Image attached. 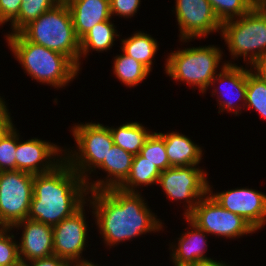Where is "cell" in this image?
<instances>
[{
	"label": "cell",
	"instance_id": "cell-6",
	"mask_svg": "<svg viewBox=\"0 0 266 266\" xmlns=\"http://www.w3.org/2000/svg\"><path fill=\"white\" fill-rule=\"evenodd\" d=\"M219 33L231 59L243 57L246 66L252 67L266 55V10L257 3L240 18L223 22Z\"/></svg>",
	"mask_w": 266,
	"mask_h": 266
},
{
	"label": "cell",
	"instance_id": "cell-40",
	"mask_svg": "<svg viewBox=\"0 0 266 266\" xmlns=\"http://www.w3.org/2000/svg\"><path fill=\"white\" fill-rule=\"evenodd\" d=\"M61 3H68L71 0H59Z\"/></svg>",
	"mask_w": 266,
	"mask_h": 266
},
{
	"label": "cell",
	"instance_id": "cell-17",
	"mask_svg": "<svg viewBox=\"0 0 266 266\" xmlns=\"http://www.w3.org/2000/svg\"><path fill=\"white\" fill-rule=\"evenodd\" d=\"M188 222L189 228L186 232L181 233L177 243H170V256L174 266H192L203 260L212 259L205 253L208 250V236L204 230L198 228L187 217H183ZM175 244V245H174Z\"/></svg>",
	"mask_w": 266,
	"mask_h": 266
},
{
	"label": "cell",
	"instance_id": "cell-11",
	"mask_svg": "<svg viewBox=\"0 0 266 266\" xmlns=\"http://www.w3.org/2000/svg\"><path fill=\"white\" fill-rule=\"evenodd\" d=\"M86 204L88 202L73 215L53 226L54 255L65 260L71 266H82L92 262L82 256L83 251H86V247L88 248L87 237L88 231H90L86 222L85 206H88Z\"/></svg>",
	"mask_w": 266,
	"mask_h": 266
},
{
	"label": "cell",
	"instance_id": "cell-29",
	"mask_svg": "<svg viewBox=\"0 0 266 266\" xmlns=\"http://www.w3.org/2000/svg\"><path fill=\"white\" fill-rule=\"evenodd\" d=\"M221 23L247 14L258 0H208Z\"/></svg>",
	"mask_w": 266,
	"mask_h": 266
},
{
	"label": "cell",
	"instance_id": "cell-22",
	"mask_svg": "<svg viewBox=\"0 0 266 266\" xmlns=\"http://www.w3.org/2000/svg\"><path fill=\"white\" fill-rule=\"evenodd\" d=\"M120 44L121 51L141 62L152 72L153 60H155V54L159 49L158 41L155 38L147 32L136 31L128 38L121 39Z\"/></svg>",
	"mask_w": 266,
	"mask_h": 266
},
{
	"label": "cell",
	"instance_id": "cell-33",
	"mask_svg": "<svg viewBox=\"0 0 266 266\" xmlns=\"http://www.w3.org/2000/svg\"><path fill=\"white\" fill-rule=\"evenodd\" d=\"M23 0H0V26L12 22L19 14Z\"/></svg>",
	"mask_w": 266,
	"mask_h": 266
},
{
	"label": "cell",
	"instance_id": "cell-12",
	"mask_svg": "<svg viewBox=\"0 0 266 266\" xmlns=\"http://www.w3.org/2000/svg\"><path fill=\"white\" fill-rule=\"evenodd\" d=\"M179 41L190 42L208 38L211 33L221 32L222 23L217 18L208 0H175ZM190 40V41H189Z\"/></svg>",
	"mask_w": 266,
	"mask_h": 266
},
{
	"label": "cell",
	"instance_id": "cell-23",
	"mask_svg": "<svg viewBox=\"0 0 266 266\" xmlns=\"http://www.w3.org/2000/svg\"><path fill=\"white\" fill-rule=\"evenodd\" d=\"M116 127L109 126L114 144L133 155L140 153L146 139L152 133L142 123L136 121Z\"/></svg>",
	"mask_w": 266,
	"mask_h": 266
},
{
	"label": "cell",
	"instance_id": "cell-20",
	"mask_svg": "<svg viewBox=\"0 0 266 266\" xmlns=\"http://www.w3.org/2000/svg\"><path fill=\"white\" fill-rule=\"evenodd\" d=\"M165 141L169 163L172 167L199 166L204 155L202 146L179 132H158Z\"/></svg>",
	"mask_w": 266,
	"mask_h": 266
},
{
	"label": "cell",
	"instance_id": "cell-24",
	"mask_svg": "<svg viewBox=\"0 0 266 266\" xmlns=\"http://www.w3.org/2000/svg\"><path fill=\"white\" fill-rule=\"evenodd\" d=\"M161 171L154 164L147 161L140 154L134 155L130 173L126 180L118 187L126 192H140L142 186L157 185ZM138 188V189H137Z\"/></svg>",
	"mask_w": 266,
	"mask_h": 266
},
{
	"label": "cell",
	"instance_id": "cell-30",
	"mask_svg": "<svg viewBox=\"0 0 266 266\" xmlns=\"http://www.w3.org/2000/svg\"><path fill=\"white\" fill-rule=\"evenodd\" d=\"M17 128L12 122L0 132V172L16 170Z\"/></svg>",
	"mask_w": 266,
	"mask_h": 266
},
{
	"label": "cell",
	"instance_id": "cell-1",
	"mask_svg": "<svg viewBox=\"0 0 266 266\" xmlns=\"http://www.w3.org/2000/svg\"><path fill=\"white\" fill-rule=\"evenodd\" d=\"M145 200L141 192H126L119 188L88 192L89 208L93 210L98 232L107 248L143 234L164 231V223Z\"/></svg>",
	"mask_w": 266,
	"mask_h": 266
},
{
	"label": "cell",
	"instance_id": "cell-41",
	"mask_svg": "<svg viewBox=\"0 0 266 266\" xmlns=\"http://www.w3.org/2000/svg\"><path fill=\"white\" fill-rule=\"evenodd\" d=\"M16 266H27V265H26V263H21V262H20V263H19L18 265H16Z\"/></svg>",
	"mask_w": 266,
	"mask_h": 266
},
{
	"label": "cell",
	"instance_id": "cell-14",
	"mask_svg": "<svg viewBox=\"0 0 266 266\" xmlns=\"http://www.w3.org/2000/svg\"><path fill=\"white\" fill-rule=\"evenodd\" d=\"M17 130L16 170L33 175L53 171L65 160L63 147L46 140L30 138L22 141Z\"/></svg>",
	"mask_w": 266,
	"mask_h": 266
},
{
	"label": "cell",
	"instance_id": "cell-32",
	"mask_svg": "<svg viewBox=\"0 0 266 266\" xmlns=\"http://www.w3.org/2000/svg\"><path fill=\"white\" fill-rule=\"evenodd\" d=\"M141 0H110L111 17L119 16L123 18H130L135 16L140 7Z\"/></svg>",
	"mask_w": 266,
	"mask_h": 266
},
{
	"label": "cell",
	"instance_id": "cell-5",
	"mask_svg": "<svg viewBox=\"0 0 266 266\" xmlns=\"http://www.w3.org/2000/svg\"><path fill=\"white\" fill-rule=\"evenodd\" d=\"M178 48L167 55L165 73L176 82H185L192 90L206 93L218 74L223 50L218 45ZM223 54V55H222Z\"/></svg>",
	"mask_w": 266,
	"mask_h": 266
},
{
	"label": "cell",
	"instance_id": "cell-7",
	"mask_svg": "<svg viewBox=\"0 0 266 266\" xmlns=\"http://www.w3.org/2000/svg\"><path fill=\"white\" fill-rule=\"evenodd\" d=\"M70 131L76 149L64 148L65 161L82 179L91 180V177H94L91 174L104 162L114 145L109 126L92 121L85 124L80 122L75 123Z\"/></svg>",
	"mask_w": 266,
	"mask_h": 266
},
{
	"label": "cell",
	"instance_id": "cell-35",
	"mask_svg": "<svg viewBox=\"0 0 266 266\" xmlns=\"http://www.w3.org/2000/svg\"><path fill=\"white\" fill-rule=\"evenodd\" d=\"M3 99V96H0V132L5 130L13 122L12 114L9 112L7 106L8 104Z\"/></svg>",
	"mask_w": 266,
	"mask_h": 266
},
{
	"label": "cell",
	"instance_id": "cell-9",
	"mask_svg": "<svg viewBox=\"0 0 266 266\" xmlns=\"http://www.w3.org/2000/svg\"><path fill=\"white\" fill-rule=\"evenodd\" d=\"M34 175L19 171L0 172V227H12L28 219L33 198Z\"/></svg>",
	"mask_w": 266,
	"mask_h": 266
},
{
	"label": "cell",
	"instance_id": "cell-26",
	"mask_svg": "<svg viewBox=\"0 0 266 266\" xmlns=\"http://www.w3.org/2000/svg\"><path fill=\"white\" fill-rule=\"evenodd\" d=\"M58 3H60L59 0H23L18 16L9 23L12 30L6 35L20 32L31 21L54 8Z\"/></svg>",
	"mask_w": 266,
	"mask_h": 266
},
{
	"label": "cell",
	"instance_id": "cell-15",
	"mask_svg": "<svg viewBox=\"0 0 266 266\" xmlns=\"http://www.w3.org/2000/svg\"><path fill=\"white\" fill-rule=\"evenodd\" d=\"M223 62L221 64L222 67L220 66L219 68L221 71H219V73L211 81V87L209 88L214 87L215 83H220L217 88L215 86L214 89H211V96L213 97V95L215 96L217 94L216 101L219 104L218 113L227 111L226 113L231 112L235 114V116H238L242 113V107L246 110L245 102L247 89V68L246 65L244 68L242 65L238 66L231 61ZM225 85L229 88H227ZM224 86L227 89H223L225 88Z\"/></svg>",
	"mask_w": 266,
	"mask_h": 266
},
{
	"label": "cell",
	"instance_id": "cell-3",
	"mask_svg": "<svg viewBox=\"0 0 266 266\" xmlns=\"http://www.w3.org/2000/svg\"><path fill=\"white\" fill-rule=\"evenodd\" d=\"M4 37L15 60L32 80L59 89L80 74V69L67 56L28 41L20 32Z\"/></svg>",
	"mask_w": 266,
	"mask_h": 266
},
{
	"label": "cell",
	"instance_id": "cell-10",
	"mask_svg": "<svg viewBox=\"0 0 266 266\" xmlns=\"http://www.w3.org/2000/svg\"><path fill=\"white\" fill-rule=\"evenodd\" d=\"M207 172L200 166L169 167L161 172L158 185L172 201L186 202L183 216L186 217L208 193ZM184 201V202H183Z\"/></svg>",
	"mask_w": 266,
	"mask_h": 266
},
{
	"label": "cell",
	"instance_id": "cell-13",
	"mask_svg": "<svg viewBox=\"0 0 266 266\" xmlns=\"http://www.w3.org/2000/svg\"><path fill=\"white\" fill-rule=\"evenodd\" d=\"M211 186L208 184V193L224 209L241 216L256 231L261 230L266 224V194L264 192L239 187L213 193Z\"/></svg>",
	"mask_w": 266,
	"mask_h": 266
},
{
	"label": "cell",
	"instance_id": "cell-4",
	"mask_svg": "<svg viewBox=\"0 0 266 266\" xmlns=\"http://www.w3.org/2000/svg\"><path fill=\"white\" fill-rule=\"evenodd\" d=\"M20 33L30 42L67 56L79 69L80 40L77 38L72 16L66 3H58L26 25Z\"/></svg>",
	"mask_w": 266,
	"mask_h": 266
},
{
	"label": "cell",
	"instance_id": "cell-8",
	"mask_svg": "<svg viewBox=\"0 0 266 266\" xmlns=\"http://www.w3.org/2000/svg\"><path fill=\"white\" fill-rule=\"evenodd\" d=\"M186 217L209 236L238 239L257 232L241 216L224 209L209 193Z\"/></svg>",
	"mask_w": 266,
	"mask_h": 266
},
{
	"label": "cell",
	"instance_id": "cell-39",
	"mask_svg": "<svg viewBox=\"0 0 266 266\" xmlns=\"http://www.w3.org/2000/svg\"><path fill=\"white\" fill-rule=\"evenodd\" d=\"M82 266H100L98 263H93V262H89V263H87V264H84V265H82Z\"/></svg>",
	"mask_w": 266,
	"mask_h": 266
},
{
	"label": "cell",
	"instance_id": "cell-36",
	"mask_svg": "<svg viewBox=\"0 0 266 266\" xmlns=\"http://www.w3.org/2000/svg\"><path fill=\"white\" fill-rule=\"evenodd\" d=\"M252 69L266 80V55L261 57L253 66Z\"/></svg>",
	"mask_w": 266,
	"mask_h": 266
},
{
	"label": "cell",
	"instance_id": "cell-2",
	"mask_svg": "<svg viewBox=\"0 0 266 266\" xmlns=\"http://www.w3.org/2000/svg\"><path fill=\"white\" fill-rule=\"evenodd\" d=\"M88 192L85 180L64 160L53 171L34 175L28 219L55 226L87 202Z\"/></svg>",
	"mask_w": 266,
	"mask_h": 266
},
{
	"label": "cell",
	"instance_id": "cell-27",
	"mask_svg": "<svg viewBox=\"0 0 266 266\" xmlns=\"http://www.w3.org/2000/svg\"><path fill=\"white\" fill-rule=\"evenodd\" d=\"M245 107L258 112L266 120V80L252 67L247 69V89Z\"/></svg>",
	"mask_w": 266,
	"mask_h": 266
},
{
	"label": "cell",
	"instance_id": "cell-38",
	"mask_svg": "<svg viewBox=\"0 0 266 266\" xmlns=\"http://www.w3.org/2000/svg\"><path fill=\"white\" fill-rule=\"evenodd\" d=\"M258 3L266 10V0H258Z\"/></svg>",
	"mask_w": 266,
	"mask_h": 266
},
{
	"label": "cell",
	"instance_id": "cell-19",
	"mask_svg": "<svg viewBox=\"0 0 266 266\" xmlns=\"http://www.w3.org/2000/svg\"><path fill=\"white\" fill-rule=\"evenodd\" d=\"M66 4L79 40L96 24L112 18L110 0H71Z\"/></svg>",
	"mask_w": 266,
	"mask_h": 266
},
{
	"label": "cell",
	"instance_id": "cell-16",
	"mask_svg": "<svg viewBox=\"0 0 266 266\" xmlns=\"http://www.w3.org/2000/svg\"><path fill=\"white\" fill-rule=\"evenodd\" d=\"M11 228L22 230L20 241L18 242L21 263L54 255L53 226L25 219L17 222Z\"/></svg>",
	"mask_w": 266,
	"mask_h": 266
},
{
	"label": "cell",
	"instance_id": "cell-28",
	"mask_svg": "<svg viewBox=\"0 0 266 266\" xmlns=\"http://www.w3.org/2000/svg\"><path fill=\"white\" fill-rule=\"evenodd\" d=\"M139 154L161 172L172 167L167 157L164 138L157 132L150 134Z\"/></svg>",
	"mask_w": 266,
	"mask_h": 266
},
{
	"label": "cell",
	"instance_id": "cell-34",
	"mask_svg": "<svg viewBox=\"0 0 266 266\" xmlns=\"http://www.w3.org/2000/svg\"><path fill=\"white\" fill-rule=\"evenodd\" d=\"M27 266H71L65 260L53 255L48 258L35 259L26 263Z\"/></svg>",
	"mask_w": 266,
	"mask_h": 266
},
{
	"label": "cell",
	"instance_id": "cell-18",
	"mask_svg": "<svg viewBox=\"0 0 266 266\" xmlns=\"http://www.w3.org/2000/svg\"><path fill=\"white\" fill-rule=\"evenodd\" d=\"M134 155L113 145L104 162L97 168L106 172V177L94 180H85L89 191L118 188L128 177Z\"/></svg>",
	"mask_w": 266,
	"mask_h": 266
},
{
	"label": "cell",
	"instance_id": "cell-31",
	"mask_svg": "<svg viewBox=\"0 0 266 266\" xmlns=\"http://www.w3.org/2000/svg\"><path fill=\"white\" fill-rule=\"evenodd\" d=\"M11 230V227H0V266H16L20 263L18 240L16 242Z\"/></svg>",
	"mask_w": 266,
	"mask_h": 266
},
{
	"label": "cell",
	"instance_id": "cell-25",
	"mask_svg": "<svg viewBox=\"0 0 266 266\" xmlns=\"http://www.w3.org/2000/svg\"><path fill=\"white\" fill-rule=\"evenodd\" d=\"M113 73L128 88L138 86L150 74V70L141 62L126 55L123 51L113 58Z\"/></svg>",
	"mask_w": 266,
	"mask_h": 266
},
{
	"label": "cell",
	"instance_id": "cell-21",
	"mask_svg": "<svg viewBox=\"0 0 266 266\" xmlns=\"http://www.w3.org/2000/svg\"><path fill=\"white\" fill-rule=\"evenodd\" d=\"M111 20L112 18L96 24L80 39V60L88 56L90 51L103 53L112 49L115 39L119 38L120 34Z\"/></svg>",
	"mask_w": 266,
	"mask_h": 266
},
{
	"label": "cell",
	"instance_id": "cell-37",
	"mask_svg": "<svg viewBox=\"0 0 266 266\" xmlns=\"http://www.w3.org/2000/svg\"><path fill=\"white\" fill-rule=\"evenodd\" d=\"M192 266H231L228 263H225V261H219V260H214L208 259V260H203L201 262H198L197 264H194Z\"/></svg>",
	"mask_w": 266,
	"mask_h": 266
}]
</instances>
